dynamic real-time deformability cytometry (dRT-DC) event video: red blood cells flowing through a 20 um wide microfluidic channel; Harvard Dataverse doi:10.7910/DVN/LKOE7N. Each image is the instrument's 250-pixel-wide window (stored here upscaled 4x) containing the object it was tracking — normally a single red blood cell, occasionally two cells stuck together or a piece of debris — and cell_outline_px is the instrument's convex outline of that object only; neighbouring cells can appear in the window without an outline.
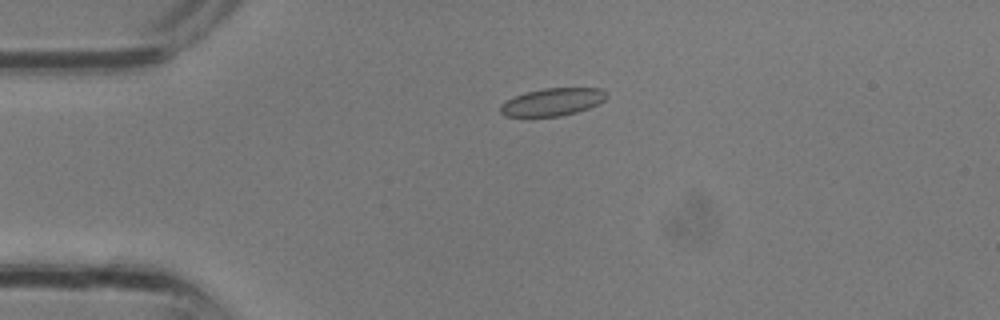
{"species": "common noctule bat (a hibernating species)", "species_latin": "Nyctalus noctula", "temperature_condition": "room temperature", "stored_images_in_passage": 4, "camera_frame_rate_fps": 3000, "um_per_image_px": 0.085, "animal": {"sex": "male", "body_mass_g": 13.3}, "frame": {"image": 1, "passage_image": 4, "time_ms": 1.0, "image_size_px": [1000, 320], "cell_outline_px": [[608, 96], [604, 100], [588, 108], [576, 112], [560, 116], [504, 116], [500, 112], [500, 108], [508, 100], [516, 96], [528, 92], [544, 88], [604, 88], [608, 92]], "centroid_in_image_um": [47.03, 8.66], "position_along_channel_um": 38.0, "area_um2": 16.82}}